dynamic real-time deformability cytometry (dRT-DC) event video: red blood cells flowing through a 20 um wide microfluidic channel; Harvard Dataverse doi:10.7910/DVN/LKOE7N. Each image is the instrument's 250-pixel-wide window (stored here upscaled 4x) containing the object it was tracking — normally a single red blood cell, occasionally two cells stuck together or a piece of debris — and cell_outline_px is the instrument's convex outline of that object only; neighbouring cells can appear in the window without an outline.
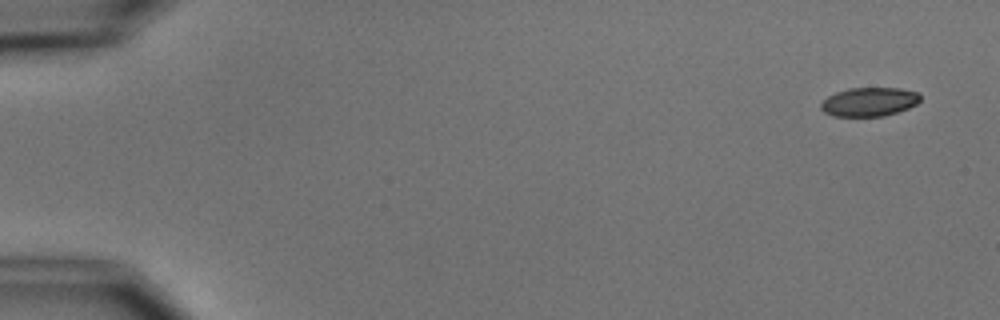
{"species": "common noctule bat (a hibernating species)", "species_latin": "Nyctalus noctula", "temperature_condition": "cold", "stored_images_in_passage": 5, "camera_frame_rate_fps": 3000, "um_per_image_px": 0.085, "animal": {"sex": "male", "body_mass_g": 15.6}, "frame": {"image": 1, "passage_image": 1, "time_ms": 0.0, "image_size_px": [1000, 320], "cell_outline_px": [[920, 100], [916, 104], [908, 108], [884, 116], [832, 116], [824, 112], [820, 108], [820, 104], [828, 96], [836, 92], [848, 88], [900, 88], [920, 92]], "centroid_in_image_um": [73.88, 8.65], "position_along_channel_um": 11.1, "area_um2": 16.76}}
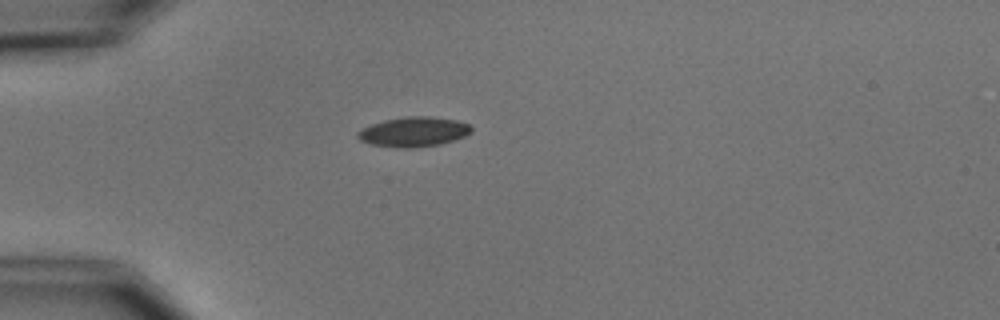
{"frame": {"image": 2, "passage_image": 4, "time_ms": 4.333, "image_size_px": [1000, 320], "cell_outline_px": [[472, 132], [464, 136], [440, 144], [412, 148], [400, 148], [372, 144], [360, 140], [356, 136], [356, 132], [372, 124], [384, 120], [404, 116], [432, 116], [456, 120], [468, 124], [472, 128]], "centroid_in_image_um": [35.15, 11.2], "position_along_channel_um": 49.8, "area_um2": 19.65}}